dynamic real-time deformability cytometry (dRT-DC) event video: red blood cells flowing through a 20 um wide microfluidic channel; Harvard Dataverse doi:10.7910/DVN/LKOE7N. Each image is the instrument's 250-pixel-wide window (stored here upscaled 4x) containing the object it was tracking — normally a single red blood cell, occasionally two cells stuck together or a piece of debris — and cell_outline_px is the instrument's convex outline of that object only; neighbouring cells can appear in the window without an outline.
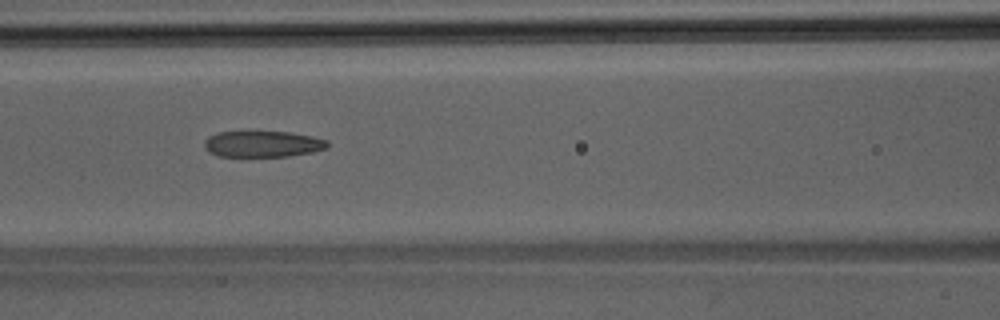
{"species": "Egyptian fruit bat (a non-hibernating species)", "species_latin": "Rousettus aegyptiacus", "temperature_condition": "room temperature", "stored_images_in_passage": 42, "camera_frame_rate_fps": 3000, "um_per_image_px": 0.085, "animal": {"sex": "male"}, "frame": {"image": 1, "passage_image": 19, "time_ms": 6.0, "image_size_px": [1000, 320], "cell_outline_px": [[328, 148], [312, 152], [288, 156], [220, 156], [208, 152], [204, 148], [204, 140], [208, 136], [216, 132], [292, 132], [312, 136], [328, 140]], "centroid_in_image_um": [22.32, 12.23], "position_along_channel_um": 144.3, "area_um2": 18.84}}
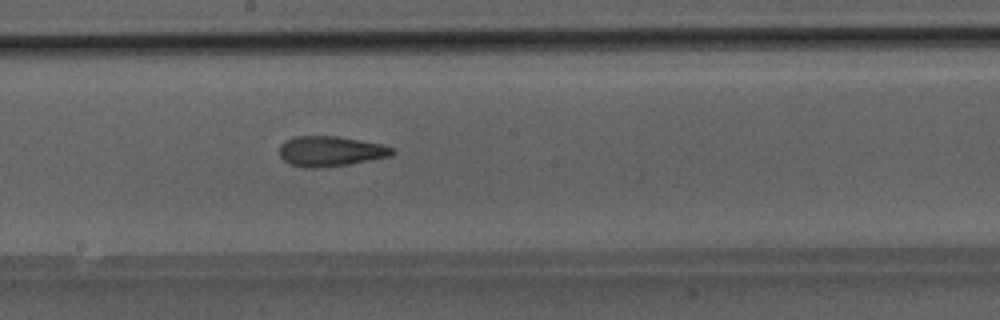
{"frame": {"image": 2, "passage_image": 24, "time_ms": 7.667, "image_size_px": [1000, 320], "cell_outline_px": [[396, 152], [392, 156], [348, 164], [316, 168], [304, 168], [288, 164], [280, 156], [280, 144], [284, 140], [296, 136], [336, 136], [380, 144], [392, 148]], "centroid_in_image_um": [28.05, 12.86], "position_along_channel_um": 220.1, "area_um2": 19.83}}